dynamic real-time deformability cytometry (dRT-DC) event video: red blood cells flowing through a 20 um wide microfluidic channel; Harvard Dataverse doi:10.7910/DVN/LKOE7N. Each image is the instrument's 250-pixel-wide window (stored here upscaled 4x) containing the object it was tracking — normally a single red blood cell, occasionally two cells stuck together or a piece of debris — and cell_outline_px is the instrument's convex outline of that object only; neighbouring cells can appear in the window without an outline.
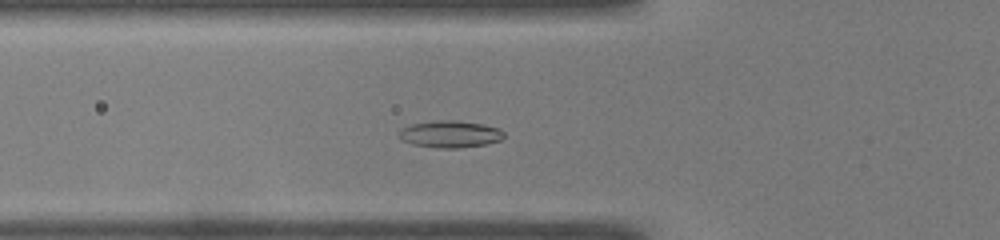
{"species": "common noctule bat (a hibernating species)", "species_latin": "Nyctalus noctula", "temperature_condition": "warm", "stored_images_in_passage": 42, "camera_frame_rate_fps": 3000, "um_per_image_px": 0.085, "animal": {"sex": "male", "body_mass_g": 19.0, "forearm_length_mm": 50.8}, "frame": {"image": 1, "passage_image": 10, "time_ms": 3.0, "image_size_px": [1000, 240], "cell_outline_px": [[504, 136], [500, 140], [484, 144], [460, 148], [436, 148], [412, 144], [400, 140], [396, 136], [396, 132], [400, 128], [412, 124], [432, 120], [456, 120], [484, 124], [500, 128], [504, 132]], "centroid_in_image_um": [38.19, 11.39], "position_along_channel_um": 87.6, "area_um2": 16.88}}
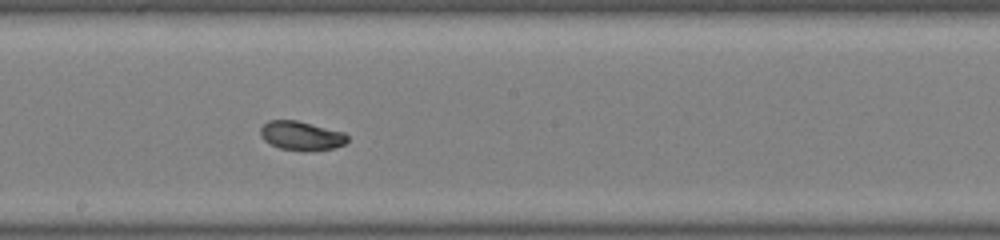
{"frame": {"image": 2, "passage_image": 20, "time_ms": 6.333, "image_size_px": [1000, 240], "cell_outline_px": [[348, 140], [344, 144], [332, 148], [308, 152], [304, 152], [280, 148], [264, 140], [260, 136], [260, 128], [268, 120], [296, 120], [344, 132], [348, 136]], "centroid_in_image_um": [25.6, 11.54], "position_along_channel_um": 222.6, "area_um2": 14.8}}
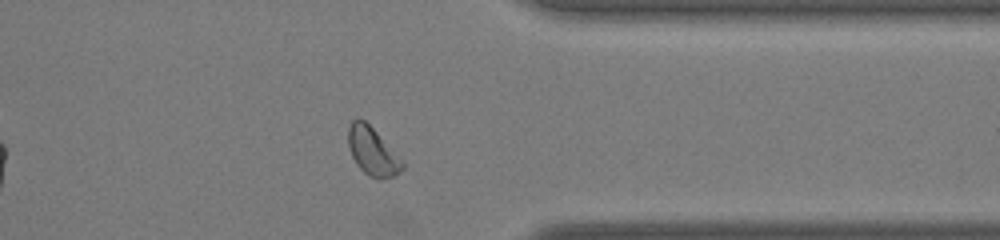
{"frame": {"image": 3, "passage_image": 32, "time_ms": 10.333, "image_size_px": [1000, 240], "cell_outline_px": [[404, 168], [400, 172], [392, 176], [380, 180], [364, 172], [356, 164], [352, 156], [348, 144], [348, 128], [352, 120], [364, 120], [404, 160]], "centroid_in_image_um": [31.68, 12.89], "position_along_channel_um": 379.7, "area_um2": 14.97}, "authors_computed_cell_mechanics": {"area_um2": 15.2592, "velocity_mm_per_s": 4.0607, "shape_relaxation_time_tau1_ms": 2.4404, "shape_relaxation_time_tau2_ms": 1.4995, "deformation_change_tau1": 0.1136, "deformation_change_tau2": 0.0483}}